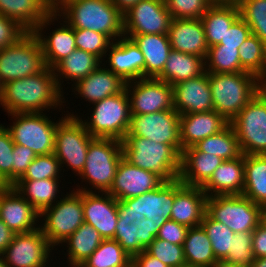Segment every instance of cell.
<instances>
[{
	"mask_svg": "<svg viewBox=\"0 0 266 267\" xmlns=\"http://www.w3.org/2000/svg\"><path fill=\"white\" fill-rule=\"evenodd\" d=\"M63 94V90L59 88L56 81L53 68L46 66L35 75L12 80L2 85L0 104L8 115L43 112L51 107L52 109L59 105L61 107L65 103Z\"/></svg>",
	"mask_w": 266,
	"mask_h": 267,
	"instance_id": "1",
	"label": "cell"
},
{
	"mask_svg": "<svg viewBox=\"0 0 266 267\" xmlns=\"http://www.w3.org/2000/svg\"><path fill=\"white\" fill-rule=\"evenodd\" d=\"M55 11L74 29L100 32L112 41L124 36L123 14L110 0H64Z\"/></svg>",
	"mask_w": 266,
	"mask_h": 267,
	"instance_id": "2",
	"label": "cell"
},
{
	"mask_svg": "<svg viewBox=\"0 0 266 267\" xmlns=\"http://www.w3.org/2000/svg\"><path fill=\"white\" fill-rule=\"evenodd\" d=\"M214 110L229 123L263 88V81L250 72L209 73Z\"/></svg>",
	"mask_w": 266,
	"mask_h": 267,
	"instance_id": "3",
	"label": "cell"
},
{
	"mask_svg": "<svg viewBox=\"0 0 266 267\" xmlns=\"http://www.w3.org/2000/svg\"><path fill=\"white\" fill-rule=\"evenodd\" d=\"M121 144L123 158L130 164L154 172L164 181L179 178L181 154L172 145L139 136H125Z\"/></svg>",
	"mask_w": 266,
	"mask_h": 267,
	"instance_id": "4",
	"label": "cell"
},
{
	"mask_svg": "<svg viewBox=\"0 0 266 267\" xmlns=\"http://www.w3.org/2000/svg\"><path fill=\"white\" fill-rule=\"evenodd\" d=\"M123 158L121 141L112 138H94L89 146L84 169L80 173L82 182L95 188H78L76 191L108 193L113 185L116 170Z\"/></svg>",
	"mask_w": 266,
	"mask_h": 267,
	"instance_id": "5",
	"label": "cell"
},
{
	"mask_svg": "<svg viewBox=\"0 0 266 267\" xmlns=\"http://www.w3.org/2000/svg\"><path fill=\"white\" fill-rule=\"evenodd\" d=\"M90 121L82 120L94 138H112L122 141L130 127V100L126 89L94 103Z\"/></svg>",
	"mask_w": 266,
	"mask_h": 267,
	"instance_id": "6",
	"label": "cell"
},
{
	"mask_svg": "<svg viewBox=\"0 0 266 267\" xmlns=\"http://www.w3.org/2000/svg\"><path fill=\"white\" fill-rule=\"evenodd\" d=\"M46 67L42 48L33 32H27L15 44L0 51V83L25 78Z\"/></svg>",
	"mask_w": 266,
	"mask_h": 267,
	"instance_id": "7",
	"label": "cell"
},
{
	"mask_svg": "<svg viewBox=\"0 0 266 267\" xmlns=\"http://www.w3.org/2000/svg\"><path fill=\"white\" fill-rule=\"evenodd\" d=\"M206 213L235 234L253 232L262 221V207L243 194L207 197Z\"/></svg>",
	"mask_w": 266,
	"mask_h": 267,
	"instance_id": "8",
	"label": "cell"
},
{
	"mask_svg": "<svg viewBox=\"0 0 266 267\" xmlns=\"http://www.w3.org/2000/svg\"><path fill=\"white\" fill-rule=\"evenodd\" d=\"M65 115L56 128L54 155L60 161L61 169L67 164L66 167L79 176L86 163L88 146L94 137L86 130L80 116H75L73 112Z\"/></svg>",
	"mask_w": 266,
	"mask_h": 267,
	"instance_id": "9",
	"label": "cell"
},
{
	"mask_svg": "<svg viewBox=\"0 0 266 267\" xmlns=\"http://www.w3.org/2000/svg\"><path fill=\"white\" fill-rule=\"evenodd\" d=\"M40 217H44V223L39 224L44 236L54 248L60 246L84 223L82 191L72 190L43 210Z\"/></svg>",
	"mask_w": 266,
	"mask_h": 267,
	"instance_id": "10",
	"label": "cell"
},
{
	"mask_svg": "<svg viewBox=\"0 0 266 267\" xmlns=\"http://www.w3.org/2000/svg\"><path fill=\"white\" fill-rule=\"evenodd\" d=\"M229 124L242 154H266V91L262 88Z\"/></svg>",
	"mask_w": 266,
	"mask_h": 267,
	"instance_id": "11",
	"label": "cell"
},
{
	"mask_svg": "<svg viewBox=\"0 0 266 267\" xmlns=\"http://www.w3.org/2000/svg\"><path fill=\"white\" fill-rule=\"evenodd\" d=\"M175 200V180L164 181L158 188L139 196L118 201V220L153 222L170 220Z\"/></svg>",
	"mask_w": 266,
	"mask_h": 267,
	"instance_id": "12",
	"label": "cell"
},
{
	"mask_svg": "<svg viewBox=\"0 0 266 267\" xmlns=\"http://www.w3.org/2000/svg\"><path fill=\"white\" fill-rule=\"evenodd\" d=\"M9 115L15 120L7 127L14 144L29 147L36 156L54 153L55 132L60 120L52 122L43 112Z\"/></svg>",
	"mask_w": 266,
	"mask_h": 267,
	"instance_id": "13",
	"label": "cell"
},
{
	"mask_svg": "<svg viewBox=\"0 0 266 267\" xmlns=\"http://www.w3.org/2000/svg\"><path fill=\"white\" fill-rule=\"evenodd\" d=\"M133 84V85H132ZM131 115H143L174 108L173 86L154 78L126 82Z\"/></svg>",
	"mask_w": 266,
	"mask_h": 267,
	"instance_id": "14",
	"label": "cell"
},
{
	"mask_svg": "<svg viewBox=\"0 0 266 267\" xmlns=\"http://www.w3.org/2000/svg\"><path fill=\"white\" fill-rule=\"evenodd\" d=\"M180 115L175 109L131 115L126 136H139L172 145L181 154Z\"/></svg>",
	"mask_w": 266,
	"mask_h": 267,
	"instance_id": "15",
	"label": "cell"
},
{
	"mask_svg": "<svg viewBox=\"0 0 266 267\" xmlns=\"http://www.w3.org/2000/svg\"><path fill=\"white\" fill-rule=\"evenodd\" d=\"M53 248L38 228L32 232L15 234L2 257L7 267H48Z\"/></svg>",
	"mask_w": 266,
	"mask_h": 267,
	"instance_id": "16",
	"label": "cell"
},
{
	"mask_svg": "<svg viewBox=\"0 0 266 267\" xmlns=\"http://www.w3.org/2000/svg\"><path fill=\"white\" fill-rule=\"evenodd\" d=\"M124 18V36L168 34L172 16L165 0H141L127 13Z\"/></svg>",
	"mask_w": 266,
	"mask_h": 267,
	"instance_id": "17",
	"label": "cell"
},
{
	"mask_svg": "<svg viewBox=\"0 0 266 267\" xmlns=\"http://www.w3.org/2000/svg\"><path fill=\"white\" fill-rule=\"evenodd\" d=\"M58 16V18H57ZM60 15L53 10L41 23L32 31L38 38L44 57L45 65L53 68L63 58L69 56L77 49L74 36V28H72L64 19L60 28L55 29L49 36L43 34V29L58 20ZM57 18V19H56ZM65 23V24H64ZM63 25V26H62ZM46 37V38H45Z\"/></svg>",
	"mask_w": 266,
	"mask_h": 267,
	"instance_id": "18",
	"label": "cell"
},
{
	"mask_svg": "<svg viewBox=\"0 0 266 267\" xmlns=\"http://www.w3.org/2000/svg\"><path fill=\"white\" fill-rule=\"evenodd\" d=\"M163 182L164 180L156 173L136 167L122 158L108 193L121 201L154 190Z\"/></svg>",
	"mask_w": 266,
	"mask_h": 267,
	"instance_id": "19",
	"label": "cell"
},
{
	"mask_svg": "<svg viewBox=\"0 0 266 267\" xmlns=\"http://www.w3.org/2000/svg\"><path fill=\"white\" fill-rule=\"evenodd\" d=\"M84 223L103 237L113 239L118 221V200L109 193L82 191Z\"/></svg>",
	"mask_w": 266,
	"mask_h": 267,
	"instance_id": "20",
	"label": "cell"
},
{
	"mask_svg": "<svg viewBox=\"0 0 266 267\" xmlns=\"http://www.w3.org/2000/svg\"><path fill=\"white\" fill-rule=\"evenodd\" d=\"M39 218L40 213L13 186L0 191V220L15 234L38 229Z\"/></svg>",
	"mask_w": 266,
	"mask_h": 267,
	"instance_id": "21",
	"label": "cell"
},
{
	"mask_svg": "<svg viewBox=\"0 0 266 267\" xmlns=\"http://www.w3.org/2000/svg\"><path fill=\"white\" fill-rule=\"evenodd\" d=\"M209 73L181 81L173 86L174 108L179 115L214 110Z\"/></svg>",
	"mask_w": 266,
	"mask_h": 267,
	"instance_id": "22",
	"label": "cell"
},
{
	"mask_svg": "<svg viewBox=\"0 0 266 267\" xmlns=\"http://www.w3.org/2000/svg\"><path fill=\"white\" fill-rule=\"evenodd\" d=\"M109 50V51H108ZM106 51L108 68L125 82L144 78L145 59L139 47L128 37L113 41ZM109 53V54H107Z\"/></svg>",
	"mask_w": 266,
	"mask_h": 267,
	"instance_id": "23",
	"label": "cell"
},
{
	"mask_svg": "<svg viewBox=\"0 0 266 267\" xmlns=\"http://www.w3.org/2000/svg\"><path fill=\"white\" fill-rule=\"evenodd\" d=\"M206 200L202 187L187 186L176 178L170 219L188 228L200 226L206 213Z\"/></svg>",
	"mask_w": 266,
	"mask_h": 267,
	"instance_id": "24",
	"label": "cell"
},
{
	"mask_svg": "<svg viewBox=\"0 0 266 267\" xmlns=\"http://www.w3.org/2000/svg\"><path fill=\"white\" fill-rule=\"evenodd\" d=\"M229 122L215 110L180 115L181 154L208 136L221 132Z\"/></svg>",
	"mask_w": 266,
	"mask_h": 267,
	"instance_id": "25",
	"label": "cell"
},
{
	"mask_svg": "<svg viewBox=\"0 0 266 267\" xmlns=\"http://www.w3.org/2000/svg\"><path fill=\"white\" fill-rule=\"evenodd\" d=\"M168 38L173 50L206 58L209 46L201 19H172Z\"/></svg>",
	"mask_w": 266,
	"mask_h": 267,
	"instance_id": "26",
	"label": "cell"
},
{
	"mask_svg": "<svg viewBox=\"0 0 266 267\" xmlns=\"http://www.w3.org/2000/svg\"><path fill=\"white\" fill-rule=\"evenodd\" d=\"M99 65L87 77L78 80L73 90L84 100L94 104L100 100L122 92L126 82L107 67Z\"/></svg>",
	"mask_w": 266,
	"mask_h": 267,
	"instance_id": "27",
	"label": "cell"
},
{
	"mask_svg": "<svg viewBox=\"0 0 266 267\" xmlns=\"http://www.w3.org/2000/svg\"><path fill=\"white\" fill-rule=\"evenodd\" d=\"M223 161L214 154L198 151L194 146L184 149L179 179L187 186L203 187Z\"/></svg>",
	"mask_w": 266,
	"mask_h": 267,
	"instance_id": "28",
	"label": "cell"
},
{
	"mask_svg": "<svg viewBox=\"0 0 266 267\" xmlns=\"http://www.w3.org/2000/svg\"><path fill=\"white\" fill-rule=\"evenodd\" d=\"M207 197L217 195H241L244 190V154L224 160L202 187Z\"/></svg>",
	"mask_w": 266,
	"mask_h": 267,
	"instance_id": "29",
	"label": "cell"
},
{
	"mask_svg": "<svg viewBox=\"0 0 266 267\" xmlns=\"http://www.w3.org/2000/svg\"><path fill=\"white\" fill-rule=\"evenodd\" d=\"M131 39L144 55V78L156 79L162 73L172 50L168 34L134 35Z\"/></svg>",
	"mask_w": 266,
	"mask_h": 267,
	"instance_id": "30",
	"label": "cell"
},
{
	"mask_svg": "<svg viewBox=\"0 0 266 267\" xmlns=\"http://www.w3.org/2000/svg\"><path fill=\"white\" fill-rule=\"evenodd\" d=\"M53 9L45 0H0V13L32 32Z\"/></svg>",
	"mask_w": 266,
	"mask_h": 267,
	"instance_id": "31",
	"label": "cell"
},
{
	"mask_svg": "<svg viewBox=\"0 0 266 267\" xmlns=\"http://www.w3.org/2000/svg\"><path fill=\"white\" fill-rule=\"evenodd\" d=\"M205 72V59L172 49L162 73L156 79L174 86L181 81L201 76Z\"/></svg>",
	"mask_w": 266,
	"mask_h": 267,
	"instance_id": "32",
	"label": "cell"
},
{
	"mask_svg": "<svg viewBox=\"0 0 266 267\" xmlns=\"http://www.w3.org/2000/svg\"><path fill=\"white\" fill-rule=\"evenodd\" d=\"M101 64L102 61L94 54L76 49L69 56L59 61L53 67V72L58 86L62 90L64 82L61 81L62 78L74 81L75 84L78 80L87 77Z\"/></svg>",
	"mask_w": 266,
	"mask_h": 267,
	"instance_id": "33",
	"label": "cell"
},
{
	"mask_svg": "<svg viewBox=\"0 0 266 267\" xmlns=\"http://www.w3.org/2000/svg\"><path fill=\"white\" fill-rule=\"evenodd\" d=\"M242 194L261 207L266 205V154L244 155Z\"/></svg>",
	"mask_w": 266,
	"mask_h": 267,
	"instance_id": "34",
	"label": "cell"
},
{
	"mask_svg": "<svg viewBox=\"0 0 266 267\" xmlns=\"http://www.w3.org/2000/svg\"><path fill=\"white\" fill-rule=\"evenodd\" d=\"M239 16L236 5H212L201 17L208 46L219 44Z\"/></svg>",
	"mask_w": 266,
	"mask_h": 267,
	"instance_id": "35",
	"label": "cell"
},
{
	"mask_svg": "<svg viewBox=\"0 0 266 267\" xmlns=\"http://www.w3.org/2000/svg\"><path fill=\"white\" fill-rule=\"evenodd\" d=\"M103 240V237L92 225L83 223L63 242L67 244L68 265L80 267Z\"/></svg>",
	"mask_w": 266,
	"mask_h": 267,
	"instance_id": "36",
	"label": "cell"
},
{
	"mask_svg": "<svg viewBox=\"0 0 266 267\" xmlns=\"http://www.w3.org/2000/svg\"><path fill=\"white\" fill-rule=\"evenodd\" d=\"M59 179L18 180L12 185L39 213L58 199ZM57 196V198H56Z\"/></svg>",
	"mask_w": 266,
	"mask_h": 267,
	"instance_id": "37",
	"label": "cell"
},
{
	"mask_svg": "<svg viewBox=\"0 0 266 267\" xmlns=\"http://www.w3.org/2000/svg\"><path fill=\"white\" fill-rule=\"evenodd\" d=\"M183 251L186 263L190 265L211 267L217 261L212 251L211 241L201 225L188 228Z\"/></svg>",
	"mask_w": 266,
	"mask_h": 267,
	"instance_id": "38",
	"label": "cell"
},
{
	"mask_svg": "<svg viewBox=\"0 0 266 267\" xmlns=\"http://www.w3.org/2000/svg\"><path fill=\"white\" fill-rule=\"evenodd\" d=\"M194 147L198 151L214 154L223 160L235 159L242 155L237 135L230 124L221 132L201 140Z\"/></svg>",
	"mask_w": 266,
	"mask_h": 267,
	"instance_id": "39",
	"label": "cell"
},
{
	"mask_svg": "<svg viewBox=\"0 0 266 267\" xmlns=\"http://www.w3.org/2000/svg\"><path fill=\"white\" fill-rule=\"evenodd\" d=\"M132 258L114 239H104L80 267H131Z\"/></svg>",
	"mask_w": 266,
	"mask_h": 267,
	"instance_id": "40",
	"label": "cell"
},
{
	"mask_svg": "<svg viewBox=\"0 0 266 267\" xmlns=\"http://www.w3.org/2000/svg\"><path fill=\"white\" fill-rule=\"evenodd\" d=\"M240 65L261 81L266 79V45L256 36L246 39L239 47Z\"/></svg>",
	"mask_w": 266,
	"mask_h": 267,
	"instance_id": "41",
	"label": "cell"
},
{
	"mask_svg": "<svg viewBox=\"0 0 266 267\" xmlns=\"http://www.w3.org/2000/svg\"><path fill=\"white\" fill-rule=\"evenodd\" d=\"M208 73H237L245 70L240 65L239 48L214 45L209 47L205 58Z\"/></svg>",
	"mask_w": 266,
	"mask_h": 267,
	"instance_id": "42",
	"label": "cell"
},
{
	"mask_svg": "<svg viewBox=\"0 0 266 267\" xmlns=\"http://www.w3.org/2000/svg\"><path fill=\"white\" fill-rule=\"evenodd\" d=\"M200 225L211 241L216 260H224L232 249V238L235 233L227 225L212 219L207 213L204 214Z\"/></svg>",
	"mask_w": 266,
	"mask_h": 267,
	"instance_id": "43",
	"label": "cell"
},
{
	"mask_svg": "<svg viewBox=\"0 0 266 267\" xmlns=\"http://www.w3.org/2000/svg\"><path fill=\"white\" fill-rule=\"evenodd\" d=\"M238 8L252 34L266 45V0H241Z\"/></svg>",
	"mask_w": 266,
	"mask_h": 267,
	"instance_id": "44",
	"label": "cell"
},
{
	"mask_svg": "<svg viewBox=\"0 0 266 267\" xmlns=\"http://www.w3.org/2000/svg\"><path fill=\"white\" fill-rule=\"evenodd\" d=\"M61 170L60 161L54 153L38 155L19 180L59 179Z\"/></svg>",
	"mask_w": 266,
	"mask_h": 267,
	"instance_id": "45",
	"label": "cell"
},
{
	"mask_svg": "<svg viewBox=\"0 0 266 267\" xmlns=\"http://www.w3.org/2000/svg\"><path fill=\"white\" fill-rule=\"evenodd\" d=\"M74 36L77 49L92 53L101 61L113 42L107 35L88 29H74Z\"/></svg>",
	"mask_w": 266,
	"mask_h": 267,
	"instance_id": "46",
	"label": "cell"
},
{
	"mask_svg": "<svg viewBox=\"0 0 266 267\" xmlns=\"http://www.w3.org/2000/svg\"><path fill=\"white\" fill-rule=\"evenodd\" d=\"M146 251L166 264L168 267H179L186 264L183 245L155 238L146 248Z\"/></svg>",
	"mask_w": 266,
	"mask_h": 267,
	"instance_id": "47",
	"label": "cell"
},
{
	"mask_svg": "<svg viewBox=\"0 0 266 267\" xmlns=\"http://www.w3.org/2000/svg\"><path fill=\"white\" fill-rule=\"evenodd\" d=\"M172 19H201L212 6L208 0H165Z\"/></svg>",
	"mask_w": 266,
	"mask_h": 267,
	"instance_id": "48",
	"label": "cell"
},
{
	"mask_svg": "<svg viewBox=\"0 0 266 267\" xmlns=\"http://www.w3.org/2000/svg\"><path fill=\"white\" fill-rule=\"evenodd\" d=\"M255 259L252 248V232L236 233L232 238V249L229 250L224 260L237 265L250 267Z\"/></svg>",
	"mask_w": 266,
	"mask_h": 267,
	"instance_id": "49",
	"label": "cell"
},
{
	"mask_svg": "<svg viewBox=\"0 0 266 267\" xmlns=\"http://www.w3.org/2000/svg\"><path fill=\"white\" fill-rule=\"evenodd\" d=\"M113 239L122 246L131 258L140 254V233L132 221L118 220Z\"/></svg>",
	"mask_w": 266,
	"mask_h": 267,
	"instance_id": "50",
	"label": "cell"
},
{
	"mask_svg": "<svg viewBox=\"0 0 266 267\" xmlns=\"http://www.w3.org/2000/svg\"><path fill=\"white\" fill-rule=\"evenodd\" d=\"M13 150L14 142L7 127L0 125V175L8 183L13 185Z\"/></svg>",
	"mask_w": 266,
	"mask_h": 267,
	"instance_id": "51",
	"label": "cell"
},
{
	"mask_svg": "<svg viewBox=\"0 0 266 267\" xmlns=\"http://www.w3.org/2000/svg\"><path fill=\"white\" fill-rule=\"evenodd\" d=\"M27 31L15 20L0 13V51L15 44Z\"/></svg>",
	"mask_w": 266,
	"mask_h": 267,
	"instance_id": "52",
	"label": "cell"
},
{
	"mask_svg": "<svg viewBox=\"0 0 266 267\" xmlns=\"http://www.w3.org/2000/svg\"><path fill=\"white\" fill-rule=\"evenodd\" d=\"M252 32L248 24L239 16L217 45L239 48L241 44L251 36Z\"/></svg>",
	"mask_w": 266,
	"mask_h": 267,
	"instance_id": "53",
	"label": "cell"
},
{
	"mask_svg": "<svg viewBox=\"0 0 266 267\" xmlns=\"http://www.w3.org/2000/svg\"><path fill=\"white\" fill-rule=\"evenodd\" d=\"M36 158V154L29 147L14 144L13 150V185L24 175L27 167Z\"/></svg>",
	"mask_w": 266,
	"mask_h": 267,
	"instance_id": "54",
	"label": "cell"
},
{
	"mask_svg": "<svg viewBox=\"0 0 266 267\" xmlns=\"http://www.w3.org/2000/svg\"><path fill=\"white\" fill-rule=\"evenodd\" d=\"M187 230V226L179 224L170 219L161 226L156 238L171 242L176 245H183Z\"/></svg>",
	"mask_w": 266,
	"mask_h": 267,
	"instance_id": "55",
	"label": "cell"
},
{
	"mask_svg": "<svg viewBox=\"0 0 266 267\" xmlns=\"http://www.w3.org/2000/svg\"><path fill=\"white\" fill-rule=\"evenodd\" d=\"M140 233V253L145 251L151 242L157 237L159 229L165 222H153L151 219L142 218L133 222Z\"/></svg>",
	"mask_w": 266,
	"mask_h": 267,
	"instance_id": "56",
	"label": "cell"
},
{
	"mask_svg": "<svg viewBox=\"0 0 266 267\" xmlns=\"http://www.w3.org/2000/svg\"><path fill=\"white\" fill-rule=\"evenodd\" d=\"M252 248L255 258L266 257V223L261 221L252 232Z\"/></svg>",
	"mask_w": 266,
	"mask_h": 267,
	"instance_id": "57",
	"label": "cell"
},
{
	"mask_svg": "<svg viewBox=\"0 0 266 267\" xmlns=\"http://www.w3.org/2000/svg\"><path fill=\"white\" fill-rule=\"evenodd\" d=\"M132 267H168L156 257L150 255L146 250L132 258Z\"/></svg>",
	"mask_w": 266,
	"mask_h": 267,
	"instance_id": "58",
	"label": "cell"
},
{
	"mask_svg": "<svg viewBox=\"0 0 266 267\" xmlns=\"http://www.w3.org/2000/svg\"><path fill=\"white\" fill-rule=\"evenodd\" d=\"M14 236L15 233L0 220V255L3 254L4 250L12 242Z\"/></svg>",
	"mask_w": 266,
	"mask_h": 267,
	"instance_id": "59",
	"label": "cell"
},
{
	"mask_svg": "<svg viewBox=\"0 0 266 267\" xmlns=\"http://www.w3.org/2000/svg\"><path fill=\"white\" fill-rule=\"evenodd\" d=\"M110 1L124 15L141 0H110Z\"/></svg>",
	"mask_w": 266,
	"mask_h": 267,
	"instance_id": "60",
	"label": "cell"
},
{
	"mask_svg": "<svg viewBox=\"0 0 266 267\" xmlns=\"http://www.w3.org/2000/svg\"><path fill=\"white\" fill-rule=\"evenodd\" d=\"M212 5H236L240 3L241 0H208Z\"/></svg>",
	"mask_w": 266,
	"mask_h": 267,
	"instance_id": "61",
	"label": "cell"
},
{
	"mask_svg": "<svg viewBox=\"0 0 266 267\" xmlns=\"http://www.w3.org/2000/svg\"><path fill=\"white\" fill-rule=\"evenodd\" d=\"M211 267H245V266L230 263L225 260H218Z\"/></svg>",
	"mask_w": 266,
	"mask_h": 267,
	"instance_id": "62",
	"label": "cell"
},
{
	"mask_svg": "<svg viewBox=\"0 0 266 267\" xmlns=\"http://www.w3.org/2000/svg\"><path fill=\"white\" fill-rule=\"evenodd\" d=\"M250 267H266V257L256 258Z\"/></svg>",
	"mask_w": 266,
	"mask_h": 267,
	"instance_id": "63",
	"label": "cell"
},
{
	"mask_svg": "<svg viewBox=\"0 0 266 267\" xmlns=\"http://www.w3.org/2000/svg\"><path fill=\"white\" fill-rule=\"evenodd\" d=\"M55 10L64 0H45Z\"/></svg>",
	"mask_w": 266,
	"mask_h": 267,
	"instance_id": "64",
	"label": "cell"
},
{
	"mask_svg": "<svg viewBox=\"0 0 266 267\" xmlns=\"http://www.w3.org/2000/svg\"><path fill=\"white\" fill-rule=\"evenodd\" d=\"M9 187L8 183L0 175V191H3Z\"/></svg>",
	"mask_w": 266,
	"mask_h": 267,
	"instance_id": "65",
	"label": "cell"
},
{
	"mask_svg": "<svg viewBox=\"0 0 266 267\" xmlns=\"http://www.w3.org/2000/svg\"><path fill=\"white\" fill-rule=\"evenodd\" d=\"M262 221L266 223V205L262 207Z\"/></svg>",
	"mask_w": 266,
	"mask_h": 267,
	"instance_id": "66",
	"label": "cell"
},
{
	"mask_svg": "<svg viewBox=\"0 0 266 267\" xmlns=\"http://www.w3.org/2000/svg\"><path fill=\"white\" fill-rule=\"evenodd\" d=\"M179 267H208V266H204V265H190V264H184V265H181Z\"/></svg>",
	"mask_w": 266,
	"mask_h": 267,
	"instance_id": "67",
	"label": "cell"
},
{
	"mask_svg": "<svg viewBox=\"0 0 266 267\" xmlns=\"http://www.w3.org/2000/svg\"><path fill=\"white\" fill-rule=\"evenodd\" d=\"M0 267H7L5 262H4V259H3L2 255H0Z\"/></svg>",
	"mask_w": 266,
	"mask_h": 267,
	"instance_id": "68",
	"label": "cell"
},
{
	"mask_svg": "<svg viewBox=\"0 0 266 267\" xmlns=\"http://www.w3.org/2000/svg\"><path fill=\"white\" fill-rule=\"evenodd\" d=\"M263 89L266 91V79L263 81Z\"/></svg>",
	"mask_w": 266,
	"mask_h": 267,
	"instance_id": "69",
	"label": "cell"
},
{
	"mask_svg": "<svg viewBox=\"0 0 266 267\" xmlns=\"http://www.w3.org/2000/svg\"><path fill=\"white\" fill-rule=\"evenodd\" d=\"M1 92H2V85L0 83V97H1Z\"/></svg>",
	"mask_w": 266,
	"mask_h": 267,
	"instance_id": "70",
	"label": "cell"
}]
</instances>
